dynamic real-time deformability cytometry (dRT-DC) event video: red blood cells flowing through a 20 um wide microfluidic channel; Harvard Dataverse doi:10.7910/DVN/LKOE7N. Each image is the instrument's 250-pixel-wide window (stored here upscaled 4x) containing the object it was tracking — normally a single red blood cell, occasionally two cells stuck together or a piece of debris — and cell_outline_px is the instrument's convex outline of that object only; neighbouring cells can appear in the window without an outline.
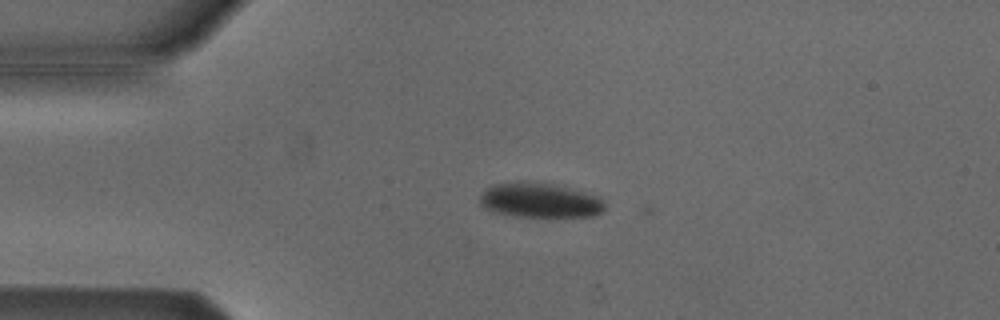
{"species": "Egyptian fruit bat (a non-hibernating species)", "species_latin": "Rousettus aegyptiacus", "temperature_condition": "cold", "stored_images_in_passage": 4, "camera_frame_rate_fps": 3000, "um_per_image_px": 0.085, "animal": {"sex": "male"}, "frame": {"image": 1, "passage_image": 2, "time_ms": 0.333, "image_size_px": [1000, 320], "cell_outline_px": [[604, 208], [600, 212], [592, 216], [516, 216], [496, 212], [484, 208], [480, 204], [480, 196], [492, 184], [520, 180], [544, 184], [564, 188], [600, 196], [604, 200]], "centroid_in_image_um": [45.84, 17.03], "position_along_channel_um": 39.2, "area_um2": 24.74}}